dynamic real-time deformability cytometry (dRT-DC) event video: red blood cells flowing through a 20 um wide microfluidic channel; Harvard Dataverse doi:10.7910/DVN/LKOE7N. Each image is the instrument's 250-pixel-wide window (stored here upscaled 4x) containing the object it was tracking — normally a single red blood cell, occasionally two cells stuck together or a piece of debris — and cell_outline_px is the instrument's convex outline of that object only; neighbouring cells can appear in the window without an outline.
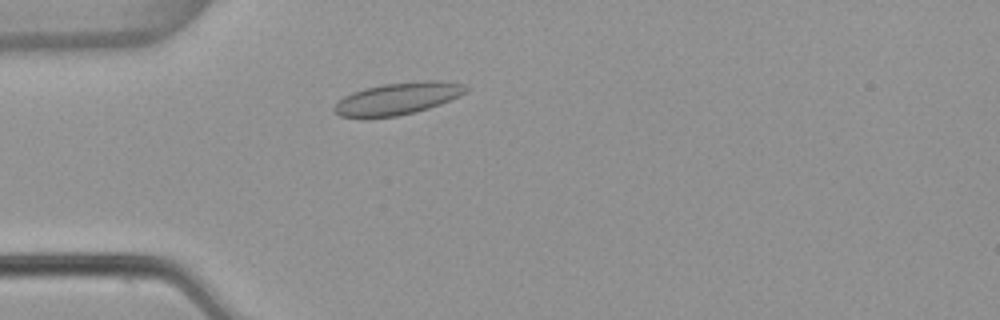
{"species": "common noctule bat (a hibernating species)", "species_latin": "Nyctalus noctula", "temperature_condition": "warm", "stored_images_in_passage": 48, "camera_frame_rate_fps": 3000, "um_per_image_px": 0.085, "animal": {"sex": "female", "body_mass_g": 22.7, "forearm_length_mm": 54.2}, "frame": {"image": 1, "passage_image": 10, "time_ms": 3.0, "image_size_px": [1000, 320], "cell_outline_px": [[468, 92], [460, 96], [440, 104], [416, 112], [396, 116], [340, 116], [332, 112], [332, 108], [344, 96], [352, 92], [364, 88], [384, 84], [424, 80], [436, 80], [464, 84], [468, 88]], "centroid_in_image_um": [33.84, 8.36], "position_along_channel_um": 51.2, "area_um2": 24.39}}
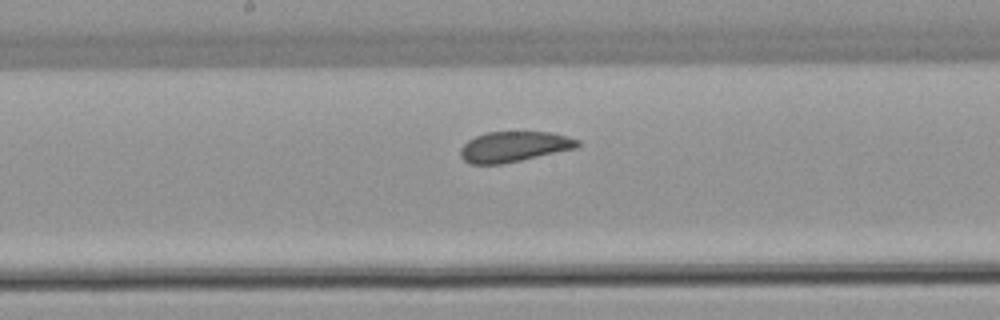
{"frame": {"image": 2, "passage_image": 23, "time_ms": 7.333, "image_size_px": [1000, 320], "cell_outline_px": [[580, 144], [576, 148], [504, 164], [468, 164], [460, 156], [460, 148], [468, 140], [476, 136], [488, 132], [552, 132], [568, 136], [580, 140]], "centroid_in_image_um": [43.69, 12.47], "position_along_channel_um": 204.5, "area_um2": 20.87}}
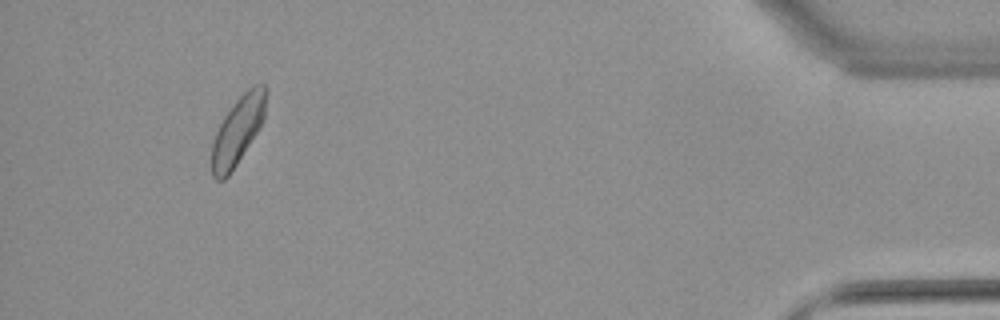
{"frame": {"image": 3, "passage_image": 45, "time_ms": 14.667, "image_size_px": [1000, 320], "cell_outline_px": [[268, 92], [264, 120], [236, 164], [228, 176], [224, 180], [216, 180], [212, 176], [212, 144], [216, 132], [224, 116], [236, 100], [252, 84], [264, 84], [268, 88]], "centroid_in_image_um": [20.24, 11.04], "position_along_channel_um": 415.0, "area_um2": 21.39}}